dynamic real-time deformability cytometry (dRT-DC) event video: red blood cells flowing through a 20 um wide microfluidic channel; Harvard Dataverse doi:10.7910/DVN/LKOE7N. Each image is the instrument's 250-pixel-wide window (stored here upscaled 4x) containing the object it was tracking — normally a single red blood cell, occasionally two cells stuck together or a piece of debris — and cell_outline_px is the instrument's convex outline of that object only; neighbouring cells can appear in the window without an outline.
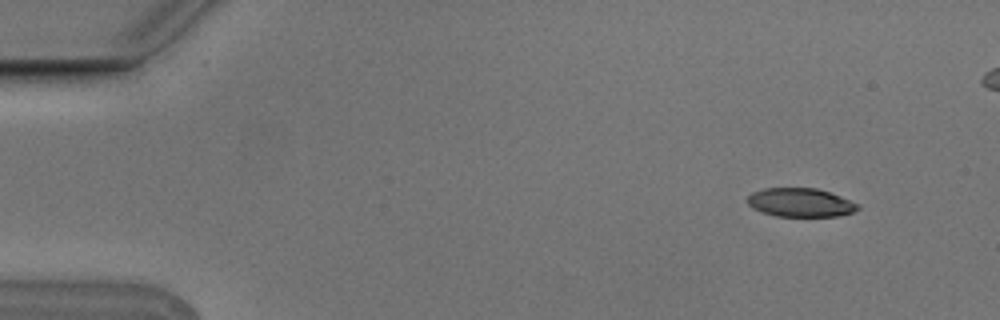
{"species": "Egyptian fruit bat (a non-hibernating species)", "species_latin": "Rousettus aegyptiacus", "temperature_condition": "cold", "stored_images_in_passage": 5, "camera_frame_rate_fps": 3000, "um_per_image_px": 0.085, "animal": {"sex": "male"}, "frame": {"image": 1, "passage_image": 1, "time_ms": 0.0, "image_size_px": [1000, 320], "cell_outline_px": [[860, 208], [852, 212], [840, 216], [776, 216], [752, 208], [748, 204], [748, 196], [752, 192], [764, 188], [816, 188], [840, 196], [860, 204]], "centroid_in_image_um": [68.05, 17.21], "position_along_channel_um": 17.0, "area_um2": 18.38}}